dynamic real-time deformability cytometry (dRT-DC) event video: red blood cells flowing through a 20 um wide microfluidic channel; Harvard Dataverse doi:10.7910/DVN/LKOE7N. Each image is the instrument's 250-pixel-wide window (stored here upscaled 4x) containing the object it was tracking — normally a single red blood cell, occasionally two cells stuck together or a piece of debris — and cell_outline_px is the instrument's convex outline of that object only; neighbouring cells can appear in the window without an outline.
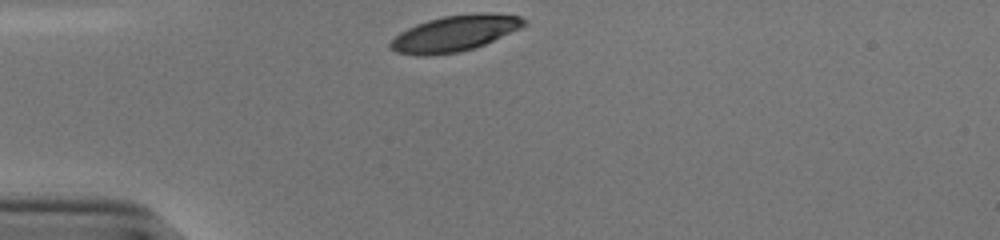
{"species": "human", "species_latin": "Homo sapiens", "temperature_condition": "cold", "stored_images_in_passage": 29, "camera_frame_rate_fps": 3000, "um_per_image_px": 0.085, "donor": {"sex": "male"}, "frame": {"image": 1, "passage_image": 1, "time_ms": 0.0, "image_size_px": [1000, 240], "cell_outline_px": [[528, 24], [520, 28], [476, 48], [460, 52], [428, 56], [416, 56], [396, 52], [388, 48], [388, 44], [400, 32], [416, 24], [428, 20], [444, 16], [476, 12], [488, 12], [520, 16], [528, 20]], "centroid_in_image_um": [38.66, 2.84], "position_along_channel_um": 46.3, "area_um2": 28.32}}
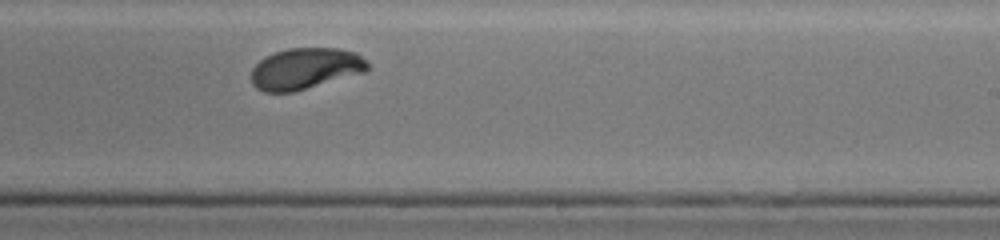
{"frame": {"image": 2, "passage_image": 20, "time_ms": 6.333, "image_size_px": [1000, 240], "cell_outline_px": [[368, 68], [364, 72], [292, 92], [264, 92], [256, 88], [252, 84], [252, 68], [264, 56], [288, 48], [336, 48], [356, 52], [368, 60]], "centroid_in_image_um": [25.94, 5.82], "position_along_channel_um": 263.1, "area_um2": 27.86}}
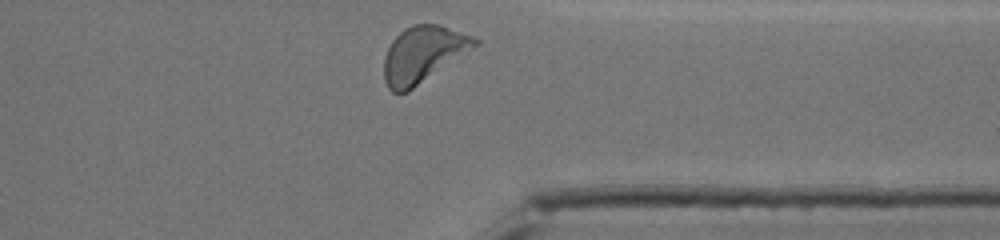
{"frame": {"image": 3, "passage_image": 29, "time_ms": 9.333, "image_size_px": [1000, 240], "cell_outline_px": [[480, 44], [408, 92], [392, 92], [388, 88], [384, 80], [384, 56], [392, 40], [404, 28], [412, 24], [440, 24], [472, 36], [480, 40]], "centroid_in_image_um": [35.96, 4.61], "position_along_channel_um": 375.4, "area_um2": 29.82}, "authors_computed_cell_mechanics": {"area_um2": 28.611, "velocity_mm_per_s": 3.7991, "shape_relaxation_time_tau1_ms": 2.5655, "shape_relaxation_time_tau2_ms": 1.0036, "deformation_change_tau1": 0.1556, "deformation_change_tau2": 0.0507}}